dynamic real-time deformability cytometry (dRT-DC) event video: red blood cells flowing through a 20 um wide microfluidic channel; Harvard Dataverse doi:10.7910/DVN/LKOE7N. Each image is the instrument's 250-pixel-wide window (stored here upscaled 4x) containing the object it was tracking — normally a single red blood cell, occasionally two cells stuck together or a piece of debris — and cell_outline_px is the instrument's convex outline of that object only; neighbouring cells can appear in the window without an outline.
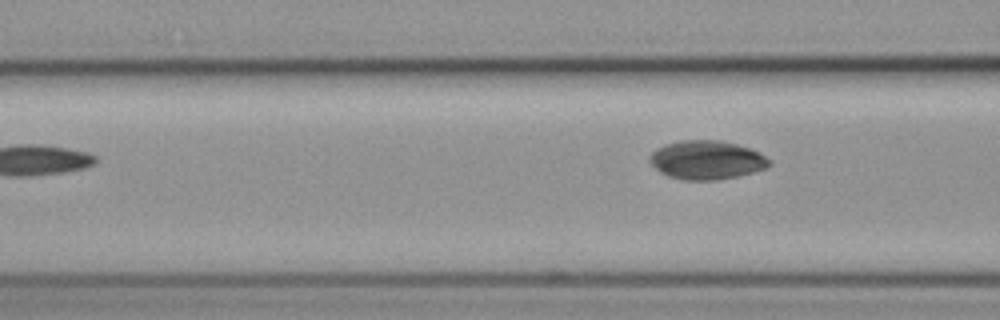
{"species": "common noctule bat (a hibernating species)", "species_latin": "Nyctalus noctula", "temperature_condition": "cold", "stored_images_in_passage": 3, "camera_frame_rate_fps": 3000, "um_per_image_px": 0.085, "animal": {"sex": "female", "body_mass_g": 19.3, "forearm_length_mm": 54.1}, "frame": {"image": 1, "passage_image": 3, "time_ms": 2.333, "image_size_px": [1000, 320], "cell_outline_px": [[772, 164], [768, 168], [736, 176], [716, 180], [680, 180], [668, 176], [660, 172], [648, 160], [648, 156], [656, 148], [680, 140], [720, 140], [736, 144], [760, 152], [772, 160]], "centroid_in_image_um": [60.08, 13.6], "position_along_channel_um": 106.5, "area_um2": 27.17}}